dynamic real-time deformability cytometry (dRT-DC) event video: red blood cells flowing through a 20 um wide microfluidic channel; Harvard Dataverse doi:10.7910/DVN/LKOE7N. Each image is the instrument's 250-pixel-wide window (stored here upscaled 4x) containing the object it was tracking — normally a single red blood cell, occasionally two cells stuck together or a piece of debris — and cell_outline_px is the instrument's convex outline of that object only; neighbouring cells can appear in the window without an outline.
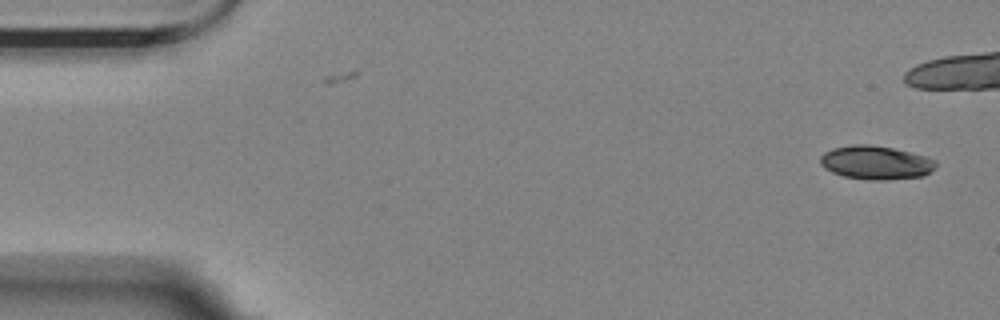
{"species": "Egyptian fruit bat (a non-hibernating species)", "species_latin": "Rousettus aegyptiacus", "temperature_condition": "room temperature", "stored_images_in_passage": 7, "camera_frame_rate_fps": 3000, "um_per_image_px": 0.085, "animal": {"sex": "female"}, "frame": {"image": 1, "passage_image": 1, "time_ms": 0.0, "image_size_px": [1000, 320], "cell_outline_px": [[936, 168], [924, 176], [888, 180], [868, 180], [844, 176], [832, 172], [824, 168], [820, 164], [820, 156], [824, 152], [832, 148], [852, 144], [868, 144], [892, 148], [924, 156], [936, 160]], "centroid_in_image_um": [74.43, 13.82], "position_along_channel_um": 10.6, "area_um2": 22.77}}
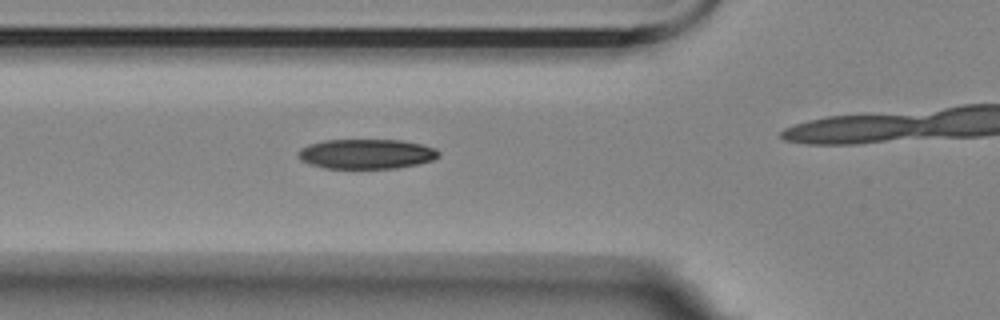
{"frame": {"image": 2, "passage_image": 6, "time_ms": 1.667, "image_size_px": [1000, 320], "cell_outline_px": [[440, 156], [432, 160], [416, 164], [396, 168], [324, 168], [308, 164], [300, 160], [296, 156], [296, 152], [300, 148], [308, 144], [324, 140], [400, 140], [420, 144], [436, 148], [440, 152]], "centroid_in_image_um": [31.09, 13.08], "position_along_channel_um": 94.7, "area_um2": 24.57}}